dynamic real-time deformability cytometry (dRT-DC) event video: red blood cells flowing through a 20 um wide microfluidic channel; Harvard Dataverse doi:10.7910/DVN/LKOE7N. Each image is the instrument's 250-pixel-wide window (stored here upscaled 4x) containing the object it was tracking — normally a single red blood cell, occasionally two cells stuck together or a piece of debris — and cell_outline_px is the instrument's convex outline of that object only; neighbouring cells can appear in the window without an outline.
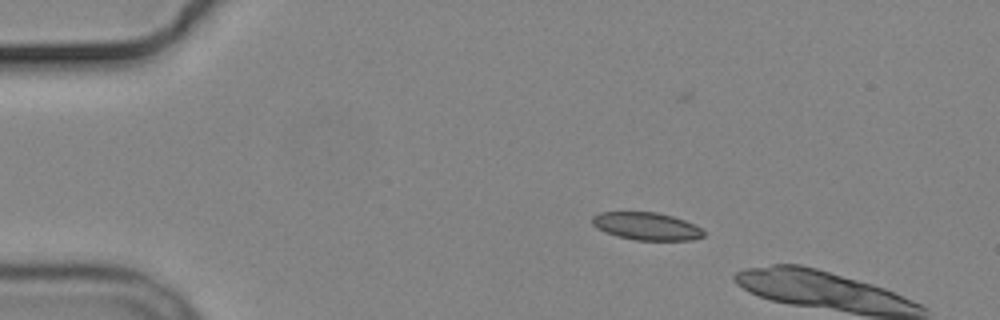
{"species": "common noctule bat (a hibernating species)", "species_latin": "Nyctalus noctula", "temperature_condition": "cold", "stored_images_in_passage": 3, "camera_frame_rate_fps": 3000, "um_per_image_px": 0.085, "animal": {"sex": "male", "body_mass_g": 19.2, "forearm_length_mm": 51.8}, "frame": {"image": 1, "passage_image": 2, "time_ms": 1.333, "image_size_px": [1000, 320], "cell_outline_px": [[704, 236], [692, 240], [636, 240], [616, 236], [596, 228], [592, 224], [592, 216], [600, 212], [656, 212], [672, 216], [696, 224], [704, 232]], "centroid_in_image_um": [54.94, 19.23], "position_along_channel_um": 30.1, "area_um2": 17.98}}